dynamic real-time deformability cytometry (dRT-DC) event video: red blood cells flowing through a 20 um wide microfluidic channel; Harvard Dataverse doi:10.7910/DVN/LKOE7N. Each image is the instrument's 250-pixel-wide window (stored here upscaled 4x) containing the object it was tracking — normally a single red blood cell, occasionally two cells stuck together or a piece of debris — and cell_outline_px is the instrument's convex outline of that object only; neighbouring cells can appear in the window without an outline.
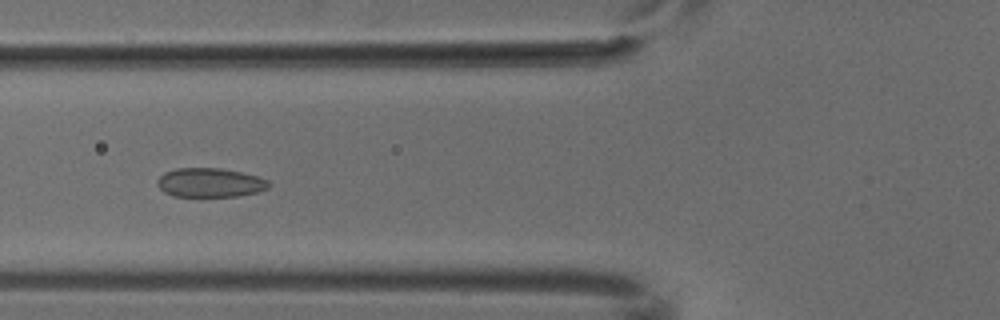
{"species": "common noctule bat (a hibernating species)", "species_latin": "Nyctalus noctula", "temperature_condition": "cold", "stored_images_in_passage": 6, "camera_frame_rate_fps": 3000, "um_per_image_px": 0.085, "animal": {"sex": "male", "body_mass_g": 18.8}, "frame": {"image": 1, "passage_image": 5, "time_ms": 1.333, "image_size_px": [1000, 320], "cell_outline_px": [[272, 184], [268, 188], [260, 192], [240, 196], [172, 196], [164, 192], [156, 184], [156, 180], [164, 172], [176, 168], [220, 168], [240, 172], [256, 176], [268, 180]], "centroid_in_image_um": [17.85, 15.53], "position_along_channel_um": 107.9, "area_um2": 19.07}}
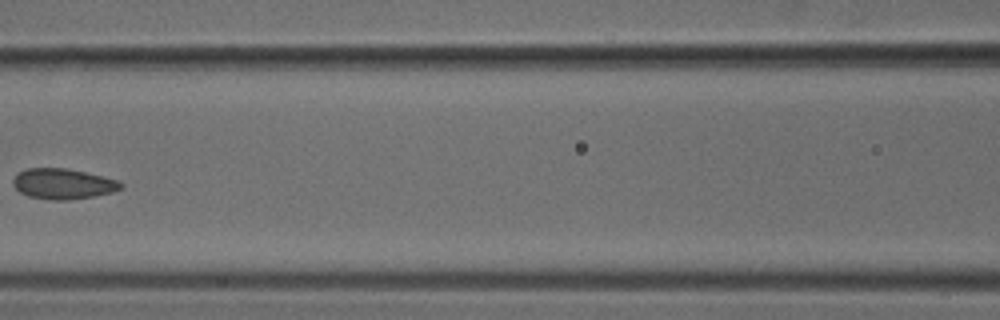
{"frame": {"image": 2, "passage_image": 6, "time_ms": 1.667, "image_size_px": [1000, 320], "cell_outline_px": [[124, 184], [120, 188], [112, 192], [92, 196], [68, 200], [48, 200], [28, 196], [20, 192], [12, 184], [12, 180], [20, 172], [28, 168], [68, 168], [120, 180]], "centroid_in_image_um": [5.36, 15.62], "position_along_channel_um": 161.2, "area_um2": 19.13}}